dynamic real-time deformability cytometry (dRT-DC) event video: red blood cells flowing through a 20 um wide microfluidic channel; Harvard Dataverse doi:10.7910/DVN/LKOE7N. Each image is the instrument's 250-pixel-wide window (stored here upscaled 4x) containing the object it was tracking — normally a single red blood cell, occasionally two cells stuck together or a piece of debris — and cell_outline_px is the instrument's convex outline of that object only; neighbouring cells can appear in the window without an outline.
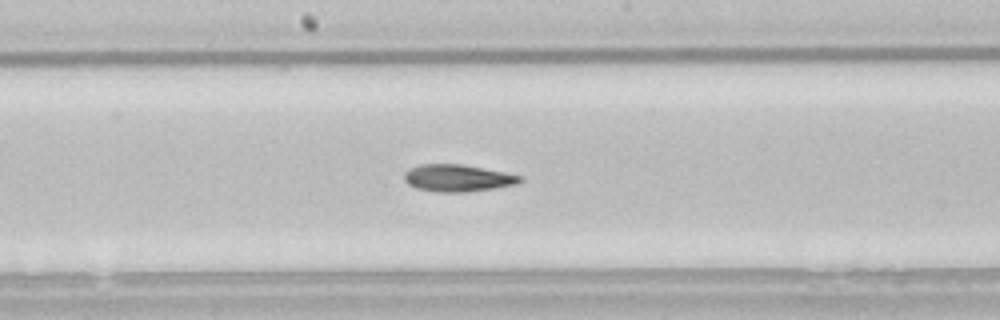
{"species": "common noctule bat (a hibernating species)", "species_latin": "Nyctalus noctula", "temperature_condition": "room temperature", "stored_images_in_passage": 47, "camera_frame_rate_fps": 3000, "um_per_image_px": 0.085, "animal": {"sex": "male", "body_mass_g": 21.5, "forearm_length_mm": 52.0}, "frame": {"image": 1, "passage_image": 21, "time_ms": 6.667, "image_size_px": [1000, 320], "cell_outline_px": [[524, 180], [516, 184], [496, 188], [468, 192], [436, 192], [416, 188], [408, 184], [404, 180], [404, 172], [420, 164], [460, 164], [524, 176]], "centroid_in_image_um": [38.91, 15.15], "position_along_channel_um": 209.3, "area_um2": 18.26}, "authors_computed_cell_mechanics": {"area_um2": 18.4382, "velocity_mm_per_s": 3.842, "shape_relaxation_time_tau1_ms": 10.1066, "shape_relaxation_time_tau2_ms": null, "deformation_change_tau1": 0.2218, "deformation_change_tau2": null}}